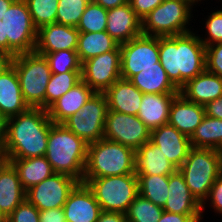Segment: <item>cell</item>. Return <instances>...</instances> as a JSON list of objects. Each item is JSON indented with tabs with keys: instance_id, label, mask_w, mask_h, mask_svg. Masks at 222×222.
Listing matches in <instances>:
<instances>
[{
	"instance_id": "obj_1",
	"label": "cell",
	"mask_w": 222,
	"mask_h": 222,
	"mask_svg": "<svg viewBox=\"0 0 222 222\" xmlns=\"http://www.w3.org/2000/svg\"><path fill=\"white\" fill-rule=\"evenodd\" d=\"M47 110L29 107L25 112L7 118L4 159H27L45 156L50 127Z\"/></svg>"
},
{
	"instance_id": "obj_2",
	"label": "cell",
	"mask_w": 222,
	"mask_h": 222,
	"mask_svg": "<svg viewBox=\"0 0 222 222\" xmlns=\"http://www.w3.org/2000/svg\"><path fill=\"white\" fill-rule=\"evenodd\" d=\"M159 61L171 82L180 89L206 70V47L199 34L159 37Z\"/></svg>"
},
{
	"instance_id": "obj_3",
	"label": "cell",
	"mask_w": 222,
	"mask_h": 222,
	"mask_svg": "<svg viewBox=\"0 0 222 222\" xmlns=\"http://www.w3.org/2000/svg\"><path fill=\"white\" fill-rule=\"evenodd\" d=\"M38 29L25 0H0V48L12 57L35 51Z\"/></svg>"
},
{
	"instance_id": "obj_4",
	"label": "cell",
	"mask_w": 222,
	"mask_h": 222,
	"mask_svg": "<svg viewBox=\"0 0 222 222\" xmlns=\"http://www.w3.org/2000/svg\"><path fill=\"white\" fill-rule=\"evenodd\" d=\"M88 144L62 123L50 127L45 158L54 173L65 174L83 182Z\"/></svg>"
},
{
	"instance_id": "obj_5",
	"label": "cell",
	"mask_w": 222,
	"mask_h": 222,
	"mask_svg": "<svg viewBox=\"0 0 222 222\" xmlns=\"http://www.w3.org/2000/svg\"><path fill=\"white\" fill-rule=\"evenodd\" d=\"M135 173V151L120 143L100 139L88 144L83 178Z\"/></svg>"
},
{
	"instance_id": "obj_6",
	"label": "cell",
	"mask_w": 222,
	"mask_h": 222,
	"mask_svg": "<svg viewBox=\"0 0 222 222\" xmlns=\"http://www.w3.org/2000/svg\"><path fill=\"white\" fill-rule=\"evenodd\" d=\"M25 103L31 108L45 109L46 86L51 77L47 59L38 53H22L12 57Z\"/></svg>"
},
{
	"instance_id": "obj_7",
	"label": "cell",
	"mask_w": 222,
	"mask_h": 222,
	"mask_svg": "<svg viewBox=\"0 0 222 222\" xmlns=\"http://www.w3.org/2000/svg\"><path fill=\"white\" fill-rule=\"evenodd\" d=\"M179 171L191 193L202 204L222 173V158L215 149L192 147Z\"/></svg>"
},
{
	"instance_id": "obj_8",
	"label": "cell",
	"mask_w": 222,
	"mask_h": 222,
	"mask_svg": "<svg viewBox=\"0 0 222 222\" xmlns=\"http://www.w3.org/2000/svg\"><path fill=\"white\" fill-rule=\"evenodd\" d=\"M93 192L102 211L126 213L139 195L138 178L135 173L100 178H83Z\"/></svg>"
},
{
	"instance_id": "obj_9",
	"label": "cell",
	"mask_w": 222,
	"mask_h": 222,
	"mask_svg": "<svg viewBox=\"0 0 222 222\" xmlns=\"http://www.w3.org/2000/svg\"><path fill=\"white\" fill-rule=\"evenodd\" d=\"M193 10L183 1L163 0L142 19V34L167 37L192 32L189 25L194 17Z\"/></svg>"
},
{
	"instance_id": "obj_10",
	"label": "cell",
	"mask_w": 222,
	"mask_h": 222,
	"mask_svg": "<svg viewBox=\"0 0 222 222\" xmlns=\"http://www.w3.org/2000/svg\"><path fill=\"white\" fill-rule=\"evenodd\" d=\"M107 111L105 94L95 93L78 113L68 117L62 124L90 144L104 138Z\"/></svg>"
},
{
	"instance_id": "obj_11",
	"label": "cell",
	"mask_w": 222,
	"mask_h": 222,
	"mask_svg": "<svg viewBox=\"0 0 222 222\" xmlns=\"http://www.w3.org/2000/svg\"><path fill=\"white\" fill-rule=\"evenodd\" d=\"M121 78L129 80L144 68L158 67L159 37L141 34L121 44Z\"/></svg>"
},
{
	"instance_id": "obj_12",
	"label": "cell",
	"mask_w": 222,
	"mask_h": 222,
	"mask_svg": "<svg viewBox=\"0 0 222 222\" xmlns=\"http://www.w3.org/2000/svg\"><path fill=\"white\" fill-rule=\"evenodd\" d=\"M151 130L136 115L107 111L104 139L120 143L134 151L150 140Z\"/></svg>"
},
{
	"instance_id": "obj_13",
	"label": "cell",
	"mask_w": 222,
	"mask_h": 222,
	"mask_svg": "<svg viewBox=\"0 0 222 222\" xmlns=\"http://www.w3.org/2000/svg\"><path fill=\"white\" fill-rule=\"evenodd\" d=\"M120 78V45L113 51L84 61L81 65V80L96 93H104Z\"/></svg>"
},
{
	"instance_id": "obj_14",
	"label": "cell",
	"mask_w": 222,
	"mask_h": 222,
	"mask_svg": "<svg viewBox=\"0 0 222 222\" xmlns=\"http://www.w3.org/2000/svg\"><path fill=\"white\" fill-rule=\"evenodd\" d=\"M79 182L65 174L54 173L26 191V199L39 211L63 208L69 193Z\"/></svg>"
},
{
	"instance_id": "obj_15",
	"label": "cell",
	"mask_w": 222,
	"mask_h": 222,
	"mask_svg": "<svg viewBox=\"0 0 222 222\" xmlns=\"http://www.w3.org/2000/svg\"><path fill=\"white\" fill-rule=\"evenodd\" d=\"M150 141L159 147L165 157L179 169L192 148L190 137L169 123L151 130Z\"/></svg>"
},
{
	"instance_id": "obj_16",
	"label": "cell",
	"mask_w": 222,
	"mask_h": 222,
	"mask_svg": "<svg viewBox=\"0 0 222 222\" xmlns=\"http://www.w3.org/2000/svg\"><path fill=\"white\" fill-rule=\"evenodd\" d=\"M66 222H97L101 207L85 183H78L63 206Z\"/></svg>"
},
{
	"instance_id": "obj_17",
	"label": "cell",
	"mask_w": 222,
	"mask_h": 222,
	"mask_svg": "<svg viewBox=\"0 0 222 222\" xmlns=\"http://www.w3.org/2000/svg\"><path fill=\"white\" fill-rule=\"evenodd\" d=\"M79 31L76 27L52 23L37 31L36 53H53L59 50H77Z\"/></svg>"
},
{
	"instance_id": "obj_18",
	"label": "cell",
	"mask_w": 222,
	"mask_h": 222,
	"mask_svg": "<svg viewBox=\"0 0 222 222\" xmlns=\"http://www.w3.org/2000/svg\"><path fill=\"white\" fill-rule=\"evenodd\" d=\"M168 188L164 211L181 215H202V204L189 190L179 169L168 175Z\"/></svg>"
},
{
	"instance_id": "obj_19",
	"label": "cell",
	"mask_w": 222,
	"mask_h": 222,
	"mask_svg": "<svg viewBox=\"0 0 222 222\" xmlns=\"http://www.w3.org/2000/svg\"><path fill=\"white\" fill-rule=\"evenodd\" d=\"M105 31L121 45L142 34V20L126 3L108 10Z\"/></svg>"
},
{
	"instance_id": "obj_20",
	"label": "cell",
	"mask_w": 222,
	"mask_h": 222,
	"mask_svg": "<svg viewBox=\"0 0 222 222\" xmlns=\"http://www.w3.org/2000/svg\"><path fill=\"white\" fill-rule=\"evenodd\" d=\"M179 93L186 100L205 106L222 96V77L205 70L188 80L179 89Z\"/></svg>"
},
{
	"instance_id": "obj_21",
	"label": "cell",
	"mask_w": 222,
	"mask_h": 222,
	"mask_svg": "<svg viewBox=\"0 0 222 222\" xmlns=\"http://www.w3.org/2000/svg\"><path fill=\"white\" fill-rule=\"evenodd\" d=\"M28 108L22 96L16 69L10 64L0 71V111L10 118L25 112Z\"/></svg>"
},
{
	"instance_id": "obj_22",
	"label": "cell",
	"mask_w": 222,
	"mask_h": 222,
	"mask_svg": "<svg viewBox=\"0 0 222 222\" xmlns=\"http://www.w3.org/2000/svg\"><path fill=\"white\" fill-rule=\"evenodd\" d=\"M95 93L81 80L47 109L51 121L63 123L68 117L78 113Z\"/></svg>"
},
{
	"instance_id": "obj_23",
	"label": "cell",
	"mask_w": 222,
	"mask_h": 222,
	"mask_svg": "<svg viewBox=\"0 0 222 222\" xmlns=\"http://www.w3.org/2000/svg\"><path fill=\"white\" fill-rule=\"evenodd\" d=\"M104 94L108 111L137 116L143 93L129 80L118 79Z\"/></svg>"
},
{
	"instance_id": "obj_24",
	"label": "cell",
	"mask_w": 222,
	"mask_h": 222,
	"mask_svg": "<svg viewBox=\"0 0 222 222\" xmlns=\"http://www.w3.org/2000/svg\"><path fill=\"white\" fill-rule=\"evenodd\" d=\"M204 116V106L186 100L179 93L171 103L168 123L191 137Z\"/></svg>"
},
{
	"instance_id": "obj_25",
	"label": "cell",
	"mask_w": 222,
	"mask_h": 222,
	"mask_svg": "<svg viewBox=\"0 0 222 222\" xmlns=\"http://www.w3.org/2000/svg\"><path fill=\"white\" fill-rule=\"evenodd\" d=\"M179 93H143L138 118L153 130L169 122L170 106Z\"/></svg>"
},
{
	"instance_id": "obj_26",
	"label": "cell",
	"mask_w": 222,
	"mask_h": 222,
	"mask_svg": "<svg viewBox=\"0 0 222 222\" xmlns=\"http://www.w3.org/2000/svg\"><path fill=\"white\" fill-rule=\"evenodd\" d=\"M26 199V190L13 165L3 160L0 164V210L9 216Z\"/></svg>"
},
{
	"instance_id": "obj_27",
	"label": "cell",
	"mask_w": 222,
	"mask_h": 222,
	"mask_svg": "<svg viewBox=\"0 0 222 222\" xmlns=\"http://www.w3.org/2000/svg\"><path fill=\"white\" fill-rule=\"evenodd\" d=\"M177 168L150 140L135 151L136 175H170Z\"/></svg>"
},
{
	"instance_id": "obj_28",
	"label": "cell",
	"mask_w": 222,
	"mask_h": 222,
	"mask_svg": "<svg viewBox=\"0 0 222 222\" xmlns=\"http://www.w3.org/2000/svg\"><path fill=\"white\" fill-rule=\"evenodd\" d=\"M16 169L21 186L27 191L32 186L41 183L54 171L45 156L27 159H4Z\"/></svg>"
},
{
	"instance_id": "obj_29",
	"label": "cell",
	"mask_w": 222,
	"mask_h": 222,
	"mask_svg": "<svg viewBox=\"0 0 222 222\" xmlns=\"http://www.w3.org/2000/svg\"><path fill=\"white\" fill-rule=\"evenodd\" d=\"M129 81L142 93H179V89L168 78L160 61L158 67L144 68L133 75Z\"/></svg>"
},
{
	"instance_id": "obj_30",
	"label": "cell",
	"mask_w": 222,
	"mask_h": 222,
	"mask_svg": "<svg viewBox=\"0 0 222 222\" xmlns=\"http://www.w3.org/2000/svg\"><path fill=\"white\" fill-rule=\"evenodd\" d=\"M119 44L106 32H80L77 54L81 64L97 55L115 50Z\"/></svg>"
},
{
	"instance_id": "obj_31",
	"label": "cell",
	"mask_w": 222,
	"mask_h": 222,
	"mask_svg": "<svg viewBox=\"0 0 222 222\" xmlns=\"http://www.w3.org/2000/svg\"><path fill=\"white\" fill-rule=\"evenodd\" d=\"M222 141V120L204 116L201 124L190 137L193 148L215 149Z\"/></svg>"
},
{
	"instance_id": "obj_32",
	"label": "cell",
	"mask_w": 222,
	"mask_h": 222,
	"mask_svg": "<svg viewBox=\"0 0 222 222\" xmlns=\"http://www.w3.org/2000/svg\"><path fill=\"white\" fill-rule=\"evenodd\" d=\"M138 178L139 194L164 207L168 198V175H136Z\"/></svg>"
},
{
	"instance_id": "obj_33",
	"label": "cell",
	"mask_w": 222,
	"mask_h": 222,
	"mask_svg": "<svg viewBox=\"0 0 222 222\" xmlns=\"http://www.w3.org/2000/svg\"><path fill=\"white\" fill-rule=\"evenodd\" d=\"M81 81V71L52 73L45 94V110Z\"/></svg>"
},
{
	"instance_id": "obj_34",
	"label": "cell",
	"mask_w": 222,
	"mask_h": 222,
	"mask_svg": "<svg viewBox=\"0 0 222 222\" xmlns=\"http://www.w3.org/2000/svg\"><path fill=\"white\" fill-rule=\"evenodd\" d=\"M163 211L162 207L139 194L125 214L128 222H158Z\"/></svg>"
},
{
	"instance_id": "obj_35",
	"label": "cell",
	"mask_w": 222,
	"mask_h": 222,
	"mask_svg": "<svg viewBox=\"0 0 222 222\" xmlns=\"http://www.w3.org/2000/svg\"><path fill=\"white\" fill-rule=\"evenodd\" d=\"M108 10L90 1L76 29L79 32H102L106 30Z\"/></svg>"
},
{
	"instance_id": "obj_36",
	"label": "cell",
	"mask_w": 222,
	"mask_h": 222,
	"mask_svg": "<svg viewBox=\"0 0 222 222\" xmlns=\"http://www.w3.org/2000/svg\"><path fill=\"white\" fill-rule=\"evenodd\" d=\"M34 26L40 27L56 23L59 0H25Z\"/></svg>"
},
{
	"instance_id": "obj_37",
	"label": "cell",
	"mask_w": 222,
	"mask_h": 222,
	"mask_svg": "<svg viewBox=\"0 0 222 222\" xmlns=\"http://www.w3.org/2000/svg\"><path fill=\"white\" fill-rule=\"evenodd\" d=\"M43 55L48 63L51 73H65L81 71V62L76 50H59L53 53H38Z\"/></svg>"
},
{
	"instance_id": "obj_38",
	"label": "cell",
	"mask_w": 222,
	"mask_h": 222,
	"mask_svg": "<svg viewBox=\"0 0 222 222\" xmlns=\"http://www.w3.org/2000/svg\"><path fill=\"white\" fill-rule=\"evenodd\" d=\"M90 1L91 0H59L56 23L77 27Z\"/></svg>"
},
{
	"instance_id": "obj_39",
	"label": "cell",
	"mask_w": 222,
	"mask_h": 222,
	"mask_svg": "<svg viewBox=\"0 0 222 222\" xmlns=\"http://www.w3.org/2000/svg\"><path fill=\"white\" fill-rule=\"evenodd\" d=\"M208 14L210 15H207L205 27H203L206 28V34L204 37L199 35V39L205 47L222 42V8ZM206 35L207 37H205Z\"/></svg>"
},
{
	"instance_id": "obj_40",
	"label": "cell",
	"mask_w": 222,
	"mask_h": 222,
	"mask_svg": "<svg viewBox=\"0 0 222 222\" xmlns=\"http://www.w3.org/2000/svg\"><path fill=\"white\" fill-rule=\"evenodd\" d=\"M7 222H39V210L25 199L7 216Z\"/></svg>"
},
{
	"instance_id": "obj_41",
	"label": "cell",
	"mask_w": 222,
	"mask_h": 222,
	"mask_svg": "<svg viewBox=\"0 0 222 222\" xmlns=\"http://www.w3.org/2000/svg\"><path fill=\"white\" fill-rule=\"evenodd\" d=\"M206 70L222 77V42L206 47Z\"/></svg>"
},
{
	"instance_id": "obj_42",
	"label": "cell",
	"mask_w": 222,
	"mask_h": 222,
	"mask_svg": "<svg viewBox=\"0 0 222 222\" xmlns=\"http://www.w3.org/2000/svg\"><path fill=\"white\" fill-rule=\"evenodd\" d=\"M206 205H209L215 213L222 216V173L215 180L210 188L208 197L202 203V218L205 216L203 215V211H205Z\"/></svg>"
},
{
	"instance_id": "obj_43",
	"label": "cell",
	"mask_w": 222,
	"mask_h": 222,
	"mask_svg": "<svg viewBox=\"0 0 222 222\" xmlns=\"http://www.w3.org/2000/svg\"><path fill=\"white\" fill-rule=\"evenodd\" d=\"M162 2L163 0H129L131 8L141 20Z\"/></svg>"
},
{
	"instance_id": "obj_44",
	"label": "cell",
	"mask_w": 222,
	"mask_h": 222,
	"mask_svg": "<svg viewBox=\"0 0 222 222\" xmlns=\"http://www.w3.org/2000/svg\"><path fill=\"white\" fill-rule=\"evenodd\" d=\"M158 222H203L202 215H181L163 211Z\"/></svg>"
},
{
	"instance_id": "obj_45",
	"label": "cell",
	"mask_w": 222,
	"mask_h": 222,
	"mask_svg": "<svg viewBox=\"0 0 222 222\" xmlns=\"http://www.w3.org/2000/svg\"><path fill=\"white\" fill-rule=\"evenodd\" d=\"M39 222H66L63 208L39 211Z\"/></svg>"
},
{
	"instance_id": "obj_46",
	"label": "cell",
	"mask_w": 222,
	"mask_h": 222,
	"mask_svg": "<svg viewBox=\"0 0 222 222\" xmlns=\"http://www.w3.org/2000/svg\"><path fill=\"white\" fill-rule=\"evenodd\" d=\"M205 115L222 120V96L204 106Z\"/></svg>"
},
{
	"instance_id": "obj_47",
	"label": "cell",
	"mask_w": 222,
	"mask_h": 222,
	"mask_svg": "<svg viewBox=\"0 0 222 222\" xmlns=\"http://www.w3.org/2000/svg\"><path fill=\"white\" fill-rule=\"evenodd\" d=\"M97 222H128L126 214L121 212L101 211Z\"/></svg>"
},
{
	"instance_id": "obj_48",
	"label": "cell",
	"mask_w": 222,
	"mask_h": 222,
	"mask_svg": "<svg viewBox=\"0 0 222 222\" xmlns=\"http://www.w3.org/2000/svg\"><path fill=\"white\" fill-rule=\"evenodd\" d=\"M91 1H93L96 4H99L100 6H102L107 10L129 3V0H91Z\"/></svg>"
},
{
	"instance_id": "obj_49",
	"label": "cell",
	"mask_w": 222,
	"mask_h": 222,
	"mask_svg": "<svg viewBox=\"0 0 222 222\" xmlns=\"http://www.w3.org/2000/svg\"><path fill=\"white\" fill-rule=\"evenodd\" d=\"M7 117L0 111V148L3 149V145L6 137Z\"/></svg>"
},
{
	"instance_id": "obj_50",
	"label": "cell",
	"mask_w": 222,
	"mask_h": 222,
	"mask_svg": "<svg viewBox=\"0 0 222 222\" xmlns=\"http://www.w3.org/2000/svg\"><path fill=\"white\" fill-rule=\"evenodd\" d=\"M12 62V56L0 48V71L7 68Z\"/></svg>"
},
{
	"instance_id": "obj_51",
	"label": "cell",
	"mask_w": 222,
	"mask_h": 222,
	"mask_svg": "<svg viewBox=\"0 0 222 222\" xmlns=\"http://www.w3.org/2000/svg\"><path fill=\"white\" fill-rule=\"evenodd\" d=\"M179 1L185 2L187 5H189L193 9L194 6H196L198 4V2L201 3L202 0H179Z\"/></svg>"
},
{
	"instance_id": "obj_52",
	"label": "cell",
	"mask_w": 222,
	"mask_h": 222,
	"mask_svg": "<svg viewBox=\"0 0 222 222\" xmlns=\"http://www.w3.org/2000/svg\"><path fill=\"white\" fill-rule=\"evenodd\" d=\"M0 222H7V215L0 210Z\"/></svg>"
},
{
	"instance_id": "obj_53",
	"label": "cell",
	"mask_w": 222,
	"mask_h": 222,
	"mask_svg": "<svg viewBox=\"0 0 222 222\" xmlns=\"http://www.w3.org/2000/svg\"><path fill=\"white\" fill-rule=\"evenodd\" d=\"M216 152L220 155V157L222 158V141L219 144V146L216 148Z\"/></svg>"
},
{
	"instance_id": "obj_54",
	"label": "cell",
	"mask_w": 222,
	"mask_h": 222,
	"mask_svg": "<svg viewBox=\"0 0 222 222\" xmlns=\"http://www.w3.org/2000/svg\"><path fill=\"white\" fill-rule=\"evenodd\" d=\"M4 157H3V153H2V149L0 148V164L3 162Z\"/></svg>"
}]
</instances>
